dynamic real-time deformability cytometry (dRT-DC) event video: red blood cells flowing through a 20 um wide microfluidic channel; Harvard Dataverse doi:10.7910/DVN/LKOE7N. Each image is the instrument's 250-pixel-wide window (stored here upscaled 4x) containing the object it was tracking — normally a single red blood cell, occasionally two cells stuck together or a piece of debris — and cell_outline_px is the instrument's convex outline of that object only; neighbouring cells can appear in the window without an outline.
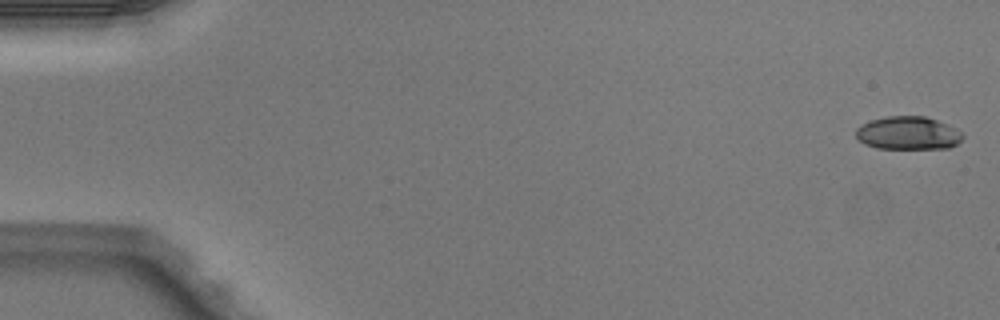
{"species": "Egyptian fruit bat (a non-hibernating species)", "species_latin": "Rousettus aegyptiacus", "temperature_condition": "warm", "stored_images_in_passage": 50, "camera_frame_rate_fps": 3000, "um_per_image_px": 0.085, "animal": {"sex": "male"}, "frame": {"image": 1, "passage_image": 1, "time_ms": 0.0, "image_size_px": [1000, 320], "cell_outline_px": [[964, 136], [956, 144], [948, 148], [876, 148], [864, 144], [856, 136], [856, 128], [872, 120], [884, 116], [924, 116], [948, 124], [956, 128]], "centroid_in_image_um": [77.18, 11.31], "position_along_channel_um": 7.8, "area_um2": 20.46}}
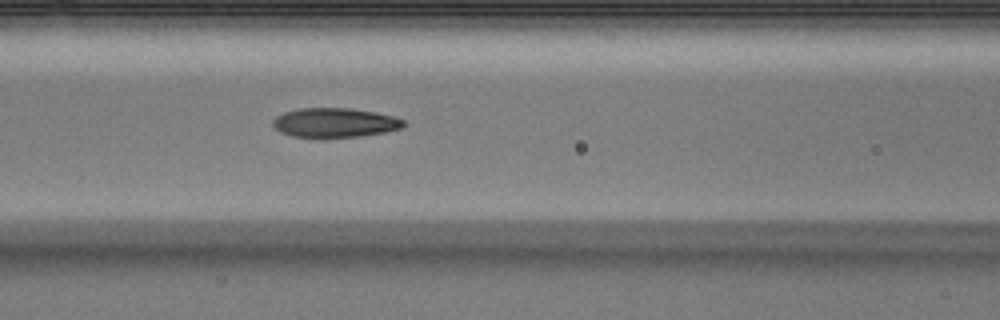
{"frame": {"image": 2, "passage_image": 22, "time_ms": 7.0, "image_size_px": [1000, 320], "cell_outline_px": [[404, 124], [400, 128], [384, 132], [360, 136], [324, 140], [292, 136], [280, 132], [272, 124], [272, 120], [276, 116], [284, 112], [300, 108], [348, 108], [376, 112], [392, 116], [404, 120]], "centroid_in_image_um": [28.39, 10.46], "position_along_channel_um": 138.2, "area_um2": 22.89}}
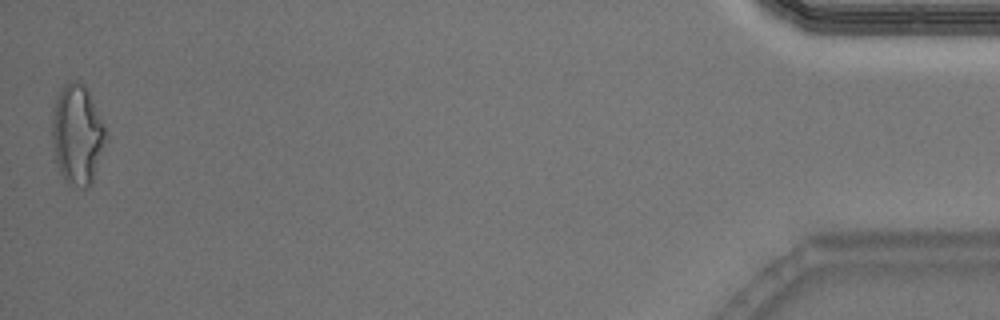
{"frame": {"image": 3, "passage_image": 50, "time_ms": 16.333, "image_size_px": [1000, 320], "cell_outline_px": [[108, 136], [92, 180], [88, 188], [80, 188], [68, 184], [64, 180], [60, 172], [56, 160], [52, 140], [52, 108], [60, 88], [68, 80], [76, 80], [84, 84], [104, 124]], "centroid_in_image_um": [6.55, 11.42], "position_along_channel_um": 428.6, "area_um2": 31.39}, "authors_computed_cell_mechanics": {"area_um2": 22.3686, "velocity_mm_per_s": 4.051, "shape_relaxation_time_tau1_ms": 4.7452, "shape_relaxation_time_tau2_ms": 2.3559, "deformation_change_tau1": 0.1779, "deformation_change_tau2": 0.0987}}